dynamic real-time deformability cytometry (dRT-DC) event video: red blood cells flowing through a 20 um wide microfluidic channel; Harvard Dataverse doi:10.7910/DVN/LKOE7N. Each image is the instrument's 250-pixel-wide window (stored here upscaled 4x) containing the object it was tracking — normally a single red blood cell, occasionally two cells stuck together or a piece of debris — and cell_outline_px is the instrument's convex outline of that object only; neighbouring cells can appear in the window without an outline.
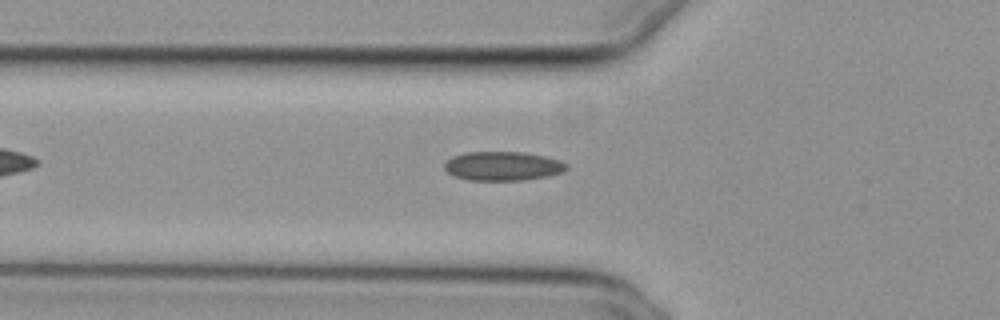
{"species": "common noctule bat (a hibernating species)", "species_latin": "Nyctalus noctula", "temperature_condition": "cold", "stored_images_in_passage": 40, "camera_frame_rate_fps": 3000, "um_per_image_px": 0.085, "animal": {"sex": "female", "body_mass_g": 29.2, "forearm_length_mm": 56.3}, "frame": {"image": 1, "passage_image": 9, "time_ms": 2.667, "image_size_px": [1000, 320], "cell_outline_px": [[568, 168], [564, 172], [548, 176], [524, 180], [468, 180], [452, 176], [444, 168], [444, 164], [452, 156], [464, 152], [524, 152], [544, 156], [560, 160], [568, 164]], "centroid_in_image_um": [42.74, 14.11], "position_along_channel_um": 83.1, "area_um2": 20.87}}
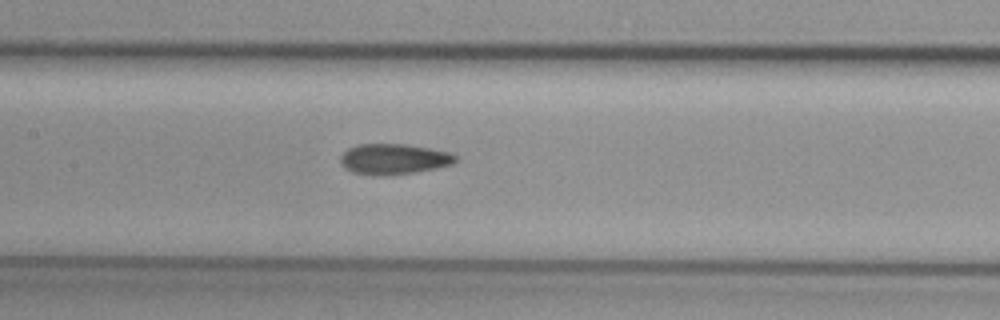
{"frame": {"image": 2, "passage_image": 16, "time_ms": 5.0, "image_size_px": [1000, 320], "cell_outline_px": [[456, 160], [452, 164], [436, 168], [416, 172], [380, 176], [352, 172], [344, 168], [340, 160], [340, 156], [348, 148], [360, 144], [404, 144], [452, 152], [456, 156]], "centroid_in_image_um": [33.46, 13.52], "position_along_channel_um": 173.9, "area_um2": 20.46}}
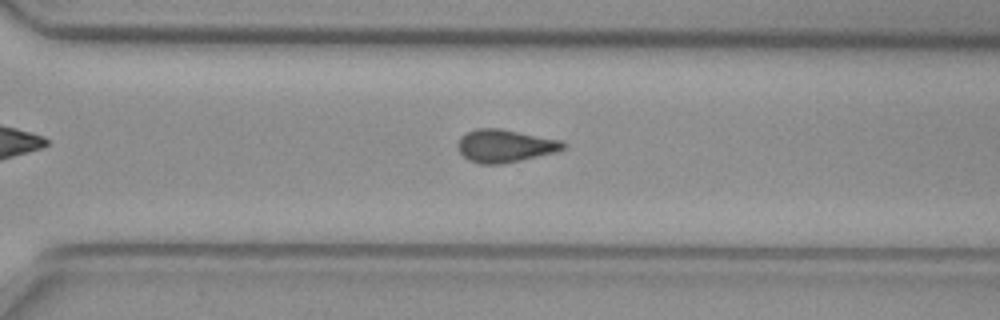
{"frame": {"image": 3, "passage_image": 28, "time_ms": 9.0, "image_size_px": [1000, 320], "cell_outline_px": [[568, 148], [556, 152], [504, 164], [480, 164], [468, 160], [460, 152], [456, 144], [460, 136], [476, 128], [500, 128], [560, 140], [568, 144]], "centroid_in_image_um": [42.93, 12.4], "position_along_channel_um": 327.7, "area_um2": 20.35}, "authors_computed_cell_mechanics": {"area_um2": 20.1722, "velocity_mm_per_s": 3.8589, "shape_relaxation_time_tau1_ms": null, "shape_relaxation_time_tau2_ms": 3.8504, "deformation_change_tau1": null, "deformation_change_tau2": 0.0878}}